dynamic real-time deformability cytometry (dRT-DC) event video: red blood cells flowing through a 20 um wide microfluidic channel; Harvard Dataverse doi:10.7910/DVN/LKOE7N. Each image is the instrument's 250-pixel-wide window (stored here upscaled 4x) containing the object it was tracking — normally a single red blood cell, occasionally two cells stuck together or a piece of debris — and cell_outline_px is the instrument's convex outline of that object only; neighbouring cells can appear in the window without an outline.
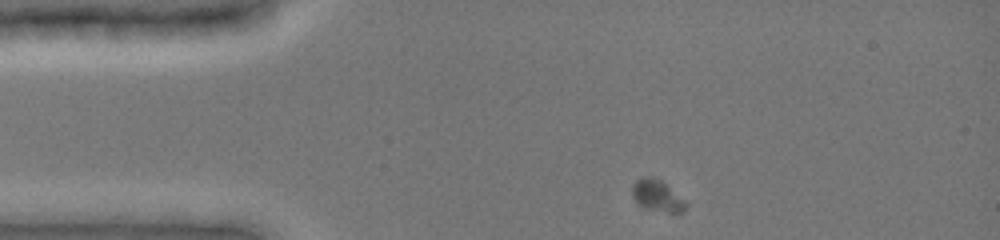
{"species": "common noctule bat (a hibernating species)", "species_latin": "Nyctalus noctula", "temperature_condition": "cold", "stored_images_in_passage": 30, "camera_frame_rate_fps": 3000, "um_per_image_px": 0.085, "animal": {"sex": "female", "body_mass_g": 19.0, "forearm_length_mm": 51.5}, "frame": {"image": 1, "passage_image": 1, "time_ms": 0.0, "image_size_px": [1000, 240], "cell_outline_px": [[688, 204], [684, 212], [676, 216], [644, 208], [632, 196], [632, 184], [636, 180], [644, 176], [652, 176], [660, 180], [684, 200]], "centroid_in_image_um": [55.9, 16.69], "position_along_channel_um": 29.1, "area_um2": 10.12}}
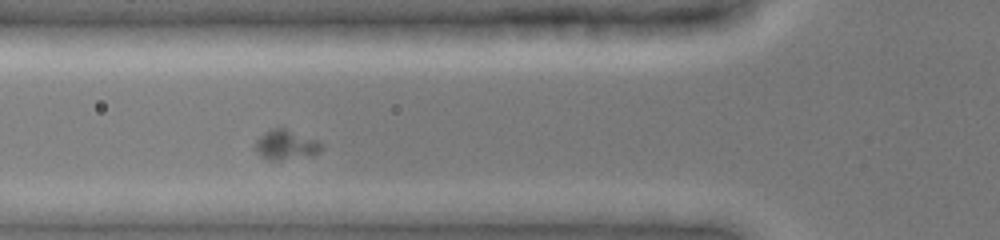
{"frame": {"image": 2, "passage_image": 9, "time_ms": 3.0, "image_size_px": [1000, 240], "cell_outline_px": [[320, 152], [308, 156], [280, 160], [268, 160], [260, 156], [256, 152], [256, 140], [264, 132], [272, 128], [284, 128], [320, 140]], "centroid_in_image_um": [24.29, 12.31], "position_along_channel_um": 101.5, "area_um2": 11.44}}